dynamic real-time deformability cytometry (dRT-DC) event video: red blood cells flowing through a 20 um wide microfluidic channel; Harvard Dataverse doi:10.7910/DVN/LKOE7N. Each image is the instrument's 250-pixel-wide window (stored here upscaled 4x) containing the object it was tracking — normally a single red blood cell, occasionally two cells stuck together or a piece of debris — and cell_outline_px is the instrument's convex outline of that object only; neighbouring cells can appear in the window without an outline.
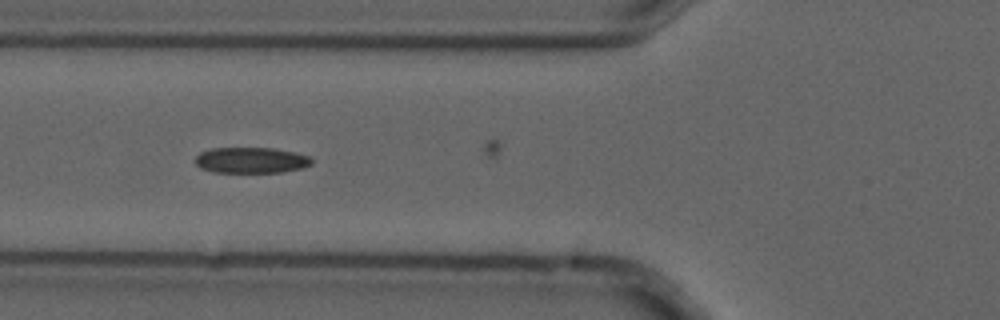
{"species": "common noctule bat (a hibernating species)", "species_latin": "Nyctalus noctula", "temperature_condition": "cold", "stored_images_in_passage": 9, "camera_frame_rate_fps": 3000, "um_per_image_px": 0.085, "animal": {"sex": "male", "forearm_length_mm": 52.5}, "frame": {"image": 1, "passage_image": 2, "time_ms": 0.333, "image_size_px": [1000, 320], "cell_outline_px": [[312, 164], [304, 168], [280, 172], [212, 172], [200, 168], [196, 164], [196, 156], [200, 152], [212, 148], [272, 148], [296, 152], [312, 156]], "centroid_in_image_um": [21.38, 13.61], "position_along_channel_um": 104.4, "area_um2": 17.69}}
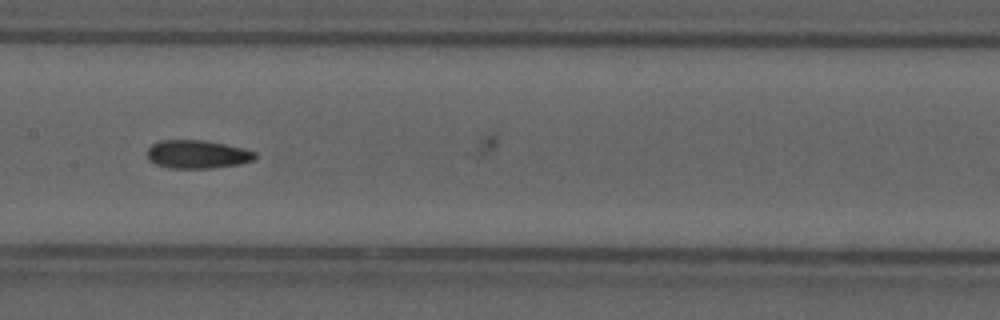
{"frame": {"image": 2, "passage_image": 4, "time_ms": 1.0, "image_size_px": [1000, 320], "cell_outline_px": [[256, 156], [252, 160], [240, 164], [212, 168], [168, 168], [156, 164], [148, 160], [148, 148], [152, 144], [160, 140], [204, 140], [244, 148], [256, 152]], "centroid_in_image_um": [16.76, 13.11], "position_along_channel_um": 190.6, "area_um2": 17.8}}
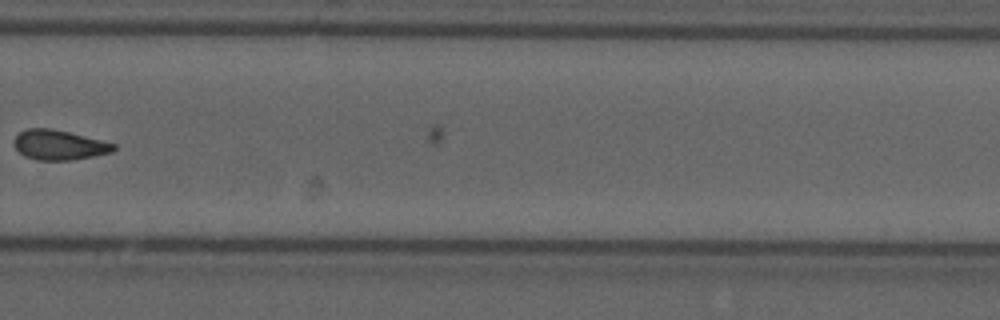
{"frame": {"image": 3, "passage_image": 7, "time_ms": 2.0, "image_size_px": [1000, 320], "cell_outline_px": [[116, 148], [112, 152], [72, 160], [36, 160], [24, 156], [12, 144], [12, 140], [20, 132], [28, 128], [52, 128], [116, 144]], "centroid_in_image_um": [4.98, 12.32], "position_along_channel_um": 324.8, "area_um2": 17.28}}